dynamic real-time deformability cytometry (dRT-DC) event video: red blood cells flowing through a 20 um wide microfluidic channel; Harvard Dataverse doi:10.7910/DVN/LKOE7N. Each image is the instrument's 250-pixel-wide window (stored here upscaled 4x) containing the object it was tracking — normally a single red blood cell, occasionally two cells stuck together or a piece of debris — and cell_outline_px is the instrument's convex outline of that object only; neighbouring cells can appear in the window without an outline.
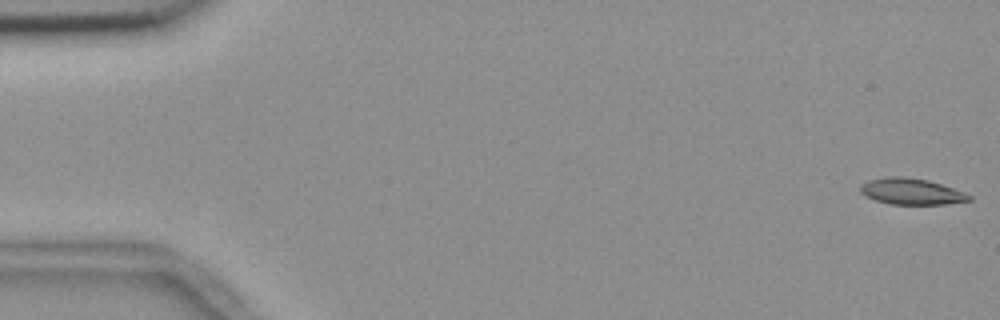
{"species": "common noctule bat (a hibernating species)", "species_latin": "Nyctalus noctula", "temperature_condition": "room temperature", "stored_images_in_passage": 10, "camera_frame_rate_fps": 3000, "um_per_image_px": 0.085, "animal": {"sex": "female", "body_mass_g": 18.4}, "frame": {"image": 1, "passage_image": 1, "time_ms": 0.0, "image_size_px": [1000, 320], "cell_outline_px": [[972, 200], [944, 204], [892, 204], [876, 200], [860, 192], [860, 184], [868, 180], [888, 176], [900, 176], [928, 180], [964, 192], [972, 196]], "centroid_in_image_um": [77.46, 16.27], "position_along_channel_um": 7.5, "area_um2": 16.42}}